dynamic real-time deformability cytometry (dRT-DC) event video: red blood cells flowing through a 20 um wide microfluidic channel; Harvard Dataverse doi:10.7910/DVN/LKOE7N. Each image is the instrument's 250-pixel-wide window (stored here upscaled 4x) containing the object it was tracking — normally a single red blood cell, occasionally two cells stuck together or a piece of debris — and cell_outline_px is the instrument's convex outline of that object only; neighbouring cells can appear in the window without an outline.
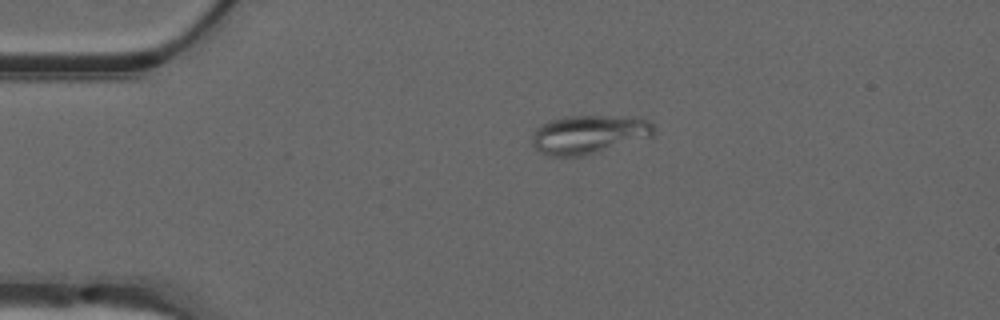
{"species": "common noctule bat (a hibernating species)", "species_latin": "Nyctalus noctula", "temperature_condition": "warm", "stored_images_in_passage": 41, "camera_frame_rate_fps": 3000, "um_per_image_px": 0.085, "animal": {"sex": "male", "forearm_length_mm": 52.5}, "frame": {"image": 1, "passage_image": 1, "time_ms": 0.0, "image_size_px": [1000, 320], "cell_outline_px": [[656, 136], [600, 152], [584, 156], [548, 156], [540, 152], [532, 144], [532, 136], [536, 128], [548, 120], [564, 116], [636, 116], [648, 120], [656, 128]], "centroid_in_image_um": [50.11, 11.42], "position_along_channel_um": 34.9, "area_um2": 28.15}}
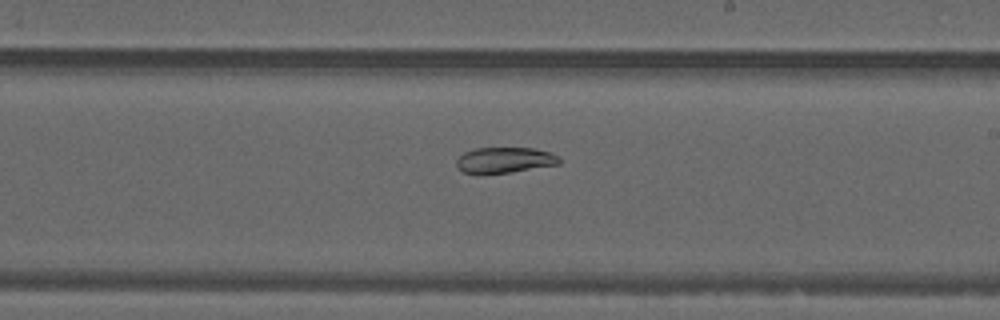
{"frame": {"image": 2, "passage_image": 20, "time_ms": 6.333, "image_size_px": [1000, 320], "cell_outline_px": [[560, 164], [512, 172], [464, 172], [456, 164], [456, 160], [464, 152], [476, 148], [532, 148], [552, 152], [560, 156]], "centroid_in_image_um": [42.97, 13.58], "position_along_channel_um": 246.0, "area_um2": 15.14}}
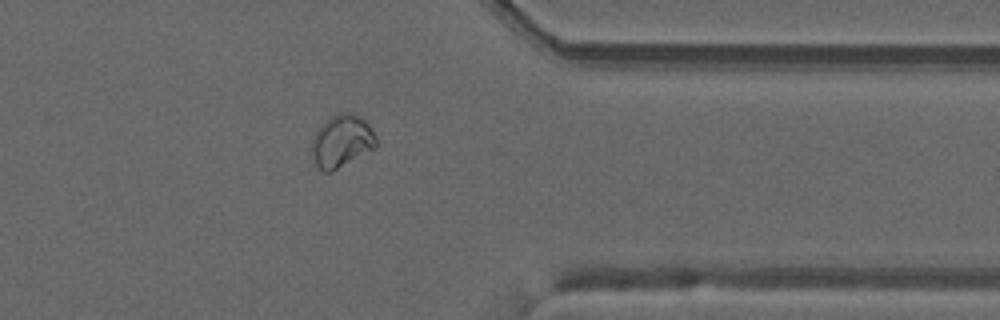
{"frame": {"image": 3, "passage_image": 31, "time_ms": 10.0, "image_size_px": [1000, 320], "cell_outline_px": [[376, 148], [332, 172], [324, 172], [316, 164], [312, 156], [312, 140], [316, 132], [332, 116], [340, 112], [356, 112], [368, 124], [376, 136]], "centroid_in_image_um": [29.08, 12.0], "position_along_channel_um": 382.3, "area_um2": 19.59}}